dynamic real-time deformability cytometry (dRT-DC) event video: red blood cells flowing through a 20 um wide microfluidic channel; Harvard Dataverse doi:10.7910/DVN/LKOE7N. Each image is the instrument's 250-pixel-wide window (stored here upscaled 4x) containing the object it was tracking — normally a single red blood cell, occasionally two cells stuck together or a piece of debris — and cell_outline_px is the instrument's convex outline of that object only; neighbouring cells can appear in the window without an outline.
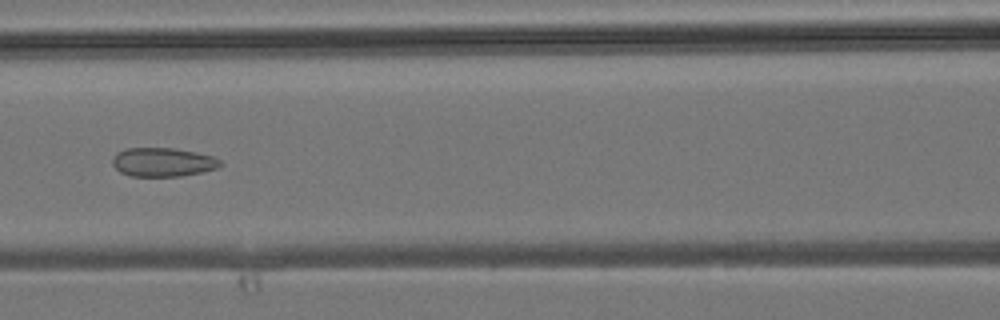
{"species": "common noctule bat (a hibernating species)", "species_latin": "Nyctalus noctula", "temperature_condition": "room temperature", "stored_images_in_passage": 33, "camera_frame_rate_fps": 3000, "um_per_image_px": 0.085, "animal": {"sex": "male", "body_mass_g": 19.2, "forearm_length_mm": 51.8}, "frame": {"image": 1, "passage_image": 12, "time_ms": 3.667, "image_size_px": [1000, 320], "cell_outline_px": [[224, 164], [216, 168], [204, 172], [180, 176], [128, 176], [120, 172], [112, 164], [112, 156], [116, 152], [128, 148], [176, 148], [196, 152], [212, 156], [220, 160]], "centroid_in_image_um": [13.83, 13.78], "position_along_channel_um": 152.8, "area_um2": 18.32}}
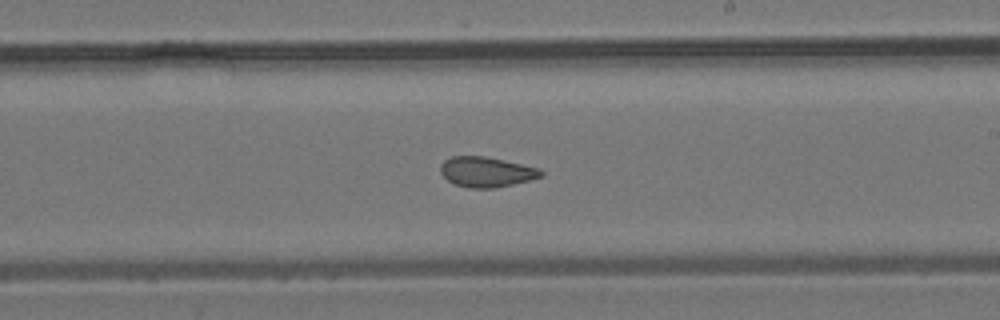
{"frame": {"image": 2, "passage_image": 18, "time_ms": 5.667, "image_size_px": [1000, 320], "cell_outline_px": [[544, 176], [496, 188], [468, 188], [456, 184], [448, 180], [440, 172], [440, 164], [444, 160], [452, 156], [484, 156], [504, 160], [540, 168], [544, 172]], "centroid_in_image_um": [41.35, 14.61], "position_along_channel_um": 247.7, "area_um2": 17.69}}
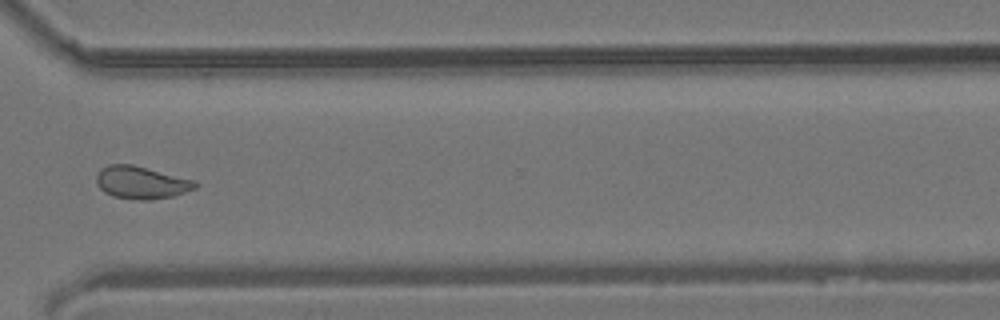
{"frame": {"image": 3, "passage_image": 25, "time_ms": 8.0, "image_size_px": [1000, 320], "cell_outline_px": [[196, 188], [172, 196], [144, 200], [140, 200], [112, 196], [104, 192], [96, 184], [96, 176], [100, 168], [108, 164], [132, 164], [192, 180], [196, 184]], "centroid_in_image_um": [11.92, 15.51], "position_along_channel_um": 358.7, "area_um2": 18.44}}